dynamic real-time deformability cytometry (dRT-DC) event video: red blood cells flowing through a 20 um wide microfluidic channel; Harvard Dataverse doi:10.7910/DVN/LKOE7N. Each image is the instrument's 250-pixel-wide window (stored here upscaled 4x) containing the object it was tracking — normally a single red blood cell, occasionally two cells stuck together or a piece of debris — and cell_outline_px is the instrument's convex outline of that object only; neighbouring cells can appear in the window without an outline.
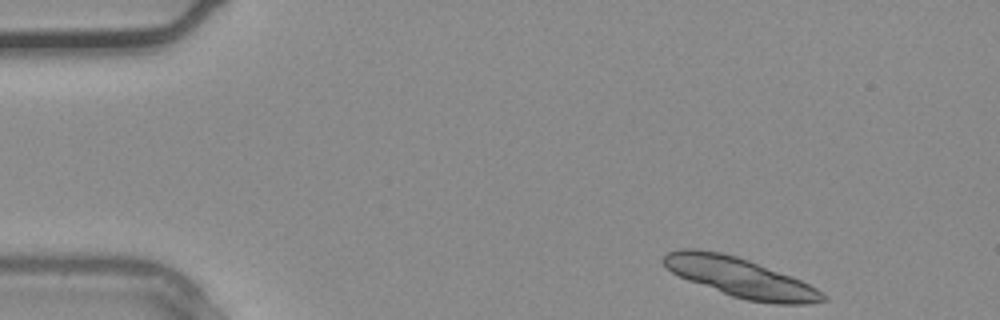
{"species": "common noctule bat (a hibernating species)", "species_latin": "Nyctalus noctula", "temperature_condition": "warm", "stored_images_in_passage": 28, "segment_of_instrument_passage": [1, 2], "camera_frame_rate_fps": 3000, "um_per_image_px": 0.085, "animal": {"sex": "male", "body_mass_g": 20.4}, "frame": {"image": 1, "passage_image": 1, "time_ms": 0.0, "image_size_px": [1000, 320], "cell_outline_px": [[828, 300], [808, 304], [776, 304], [748, 300], [732, 296], [688, 280], [672, 272], [664, 264], [664, 256], [668, 252], [684, 248], [692, 248], [720, 252], [736, 256], [748, 260], [800, 280], [816, 288], [828, 296]], "centroid_in_image_um": [62.95, 23.59], "position_along_channel_um": 22.1, "area_um2": 35.95}}